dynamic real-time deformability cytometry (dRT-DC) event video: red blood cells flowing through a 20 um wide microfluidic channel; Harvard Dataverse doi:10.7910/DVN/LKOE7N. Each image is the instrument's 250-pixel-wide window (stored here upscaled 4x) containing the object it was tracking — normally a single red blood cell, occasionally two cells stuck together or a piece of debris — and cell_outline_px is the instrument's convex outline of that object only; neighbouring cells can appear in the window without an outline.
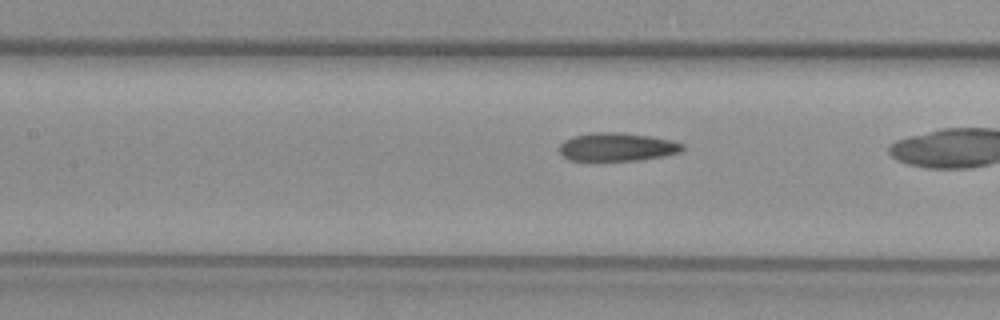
{"species": "common noctule bat (a hibernating species)", "species_latin": "Nyctalus noctula", "temperature_condition": "warm", "stored_images_in_passage": 29, "camera_frame_rate_fps": 3000, "um_per_image_px": 0.085, "animal": {"sex": "female", "body_mass_g": 29.2, "forearm_length_mm": 56.3}, "frame": {"image": 1, "passage_image": 13, "time_ms": 4.0, "image_size_px": [1000, 320], "cell_outline_px": [[684, 148], [680, 152], [664, 156], [640, 160], [568, 160], [560, 156], [560, 144], [564, 140], [572, 136], [588, 132], [624, 132], [672, 140], [684, 144]], "centroid_in_image_um": [52.43, 12.48], "position_along_channel_um": 155.0, "area_um2": 20.52}}
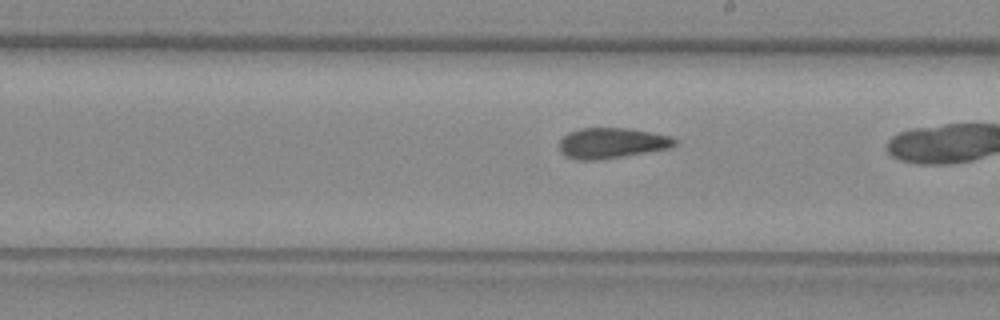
{"frame": {"image": 2, "passage_image": 19, "time_ms": 6.0, "image_size_px": [1000, 320], "cell_outline_px": [[676, 144], [668, 148], [596, 160], [576, 160], [564, 156], [560, 152], [560, 140], [568, 132], [580, 128], [632, 128], [672, 136], [676, 140]], "centroid_in_image_um": [51.96, 12.14], "position_along_channel_um": 237.0, "area_um2": 20.46}}
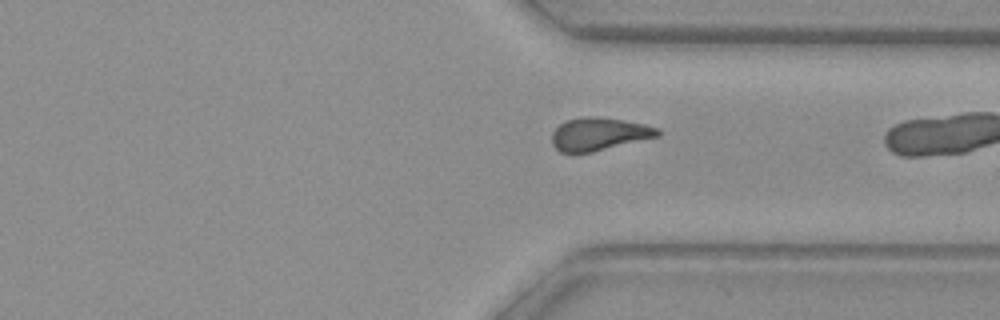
{"frame": {"image": 3, "passage_image": 28, "time_ms": 9.0, "image_size_px": [1000, 320], "cell_outline_px": [[660, 136], [592, 152], [560, 152], [552, 144], [552, 132], [560, 124], [568, 120], [580, 116], [596, 116], [644, 124], [660, 128]], "centroid_in_image_um": [50.92, 11.39], "position_along_channel_um": 360.5, "area_um2": 20.17}}